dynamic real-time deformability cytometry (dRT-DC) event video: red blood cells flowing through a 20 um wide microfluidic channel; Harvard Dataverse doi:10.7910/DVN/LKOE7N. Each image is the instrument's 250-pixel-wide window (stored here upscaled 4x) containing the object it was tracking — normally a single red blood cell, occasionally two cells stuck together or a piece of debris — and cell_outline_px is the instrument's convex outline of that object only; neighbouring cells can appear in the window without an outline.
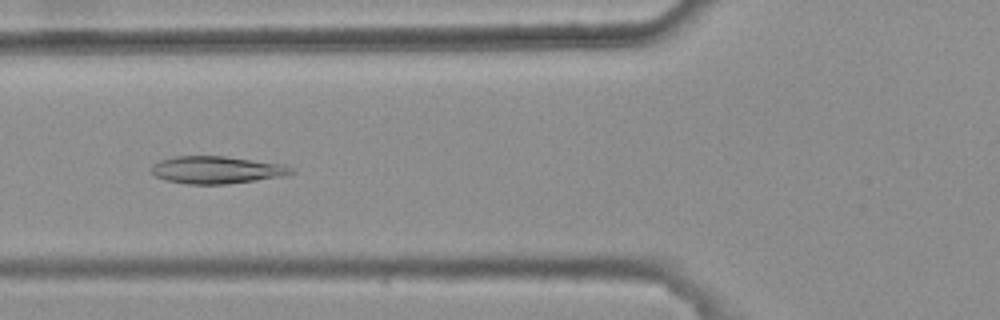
{"species": "common noctule bat (a hibernating species)", "species_latin": "Nyctalus noctula", "temperature_condition": "warm", "stored_images_in_passage": 9, "camera_frame_rate_fps": 3000, "um_per_image_px": 0.085, "animal": {"sex": "female", "body_mass_g": 25.1}, "frame": {"image": 1, "passage_image": 7, "time_ms": 2.0, "image_size_px": [1000, 320], "cell_outline_px": [[296, 172], [280, 176], [224, 184], [188, 184], [164, 180], [156, 176], [152, 172], [152, 164], [160, 160], [176, 156], [224, 156], [280, 164], [292, 168]], "centroid_in_image_um": [18.34, 14.44], "position_along_channel_um": 107.5, "area_um2": 21.91}}
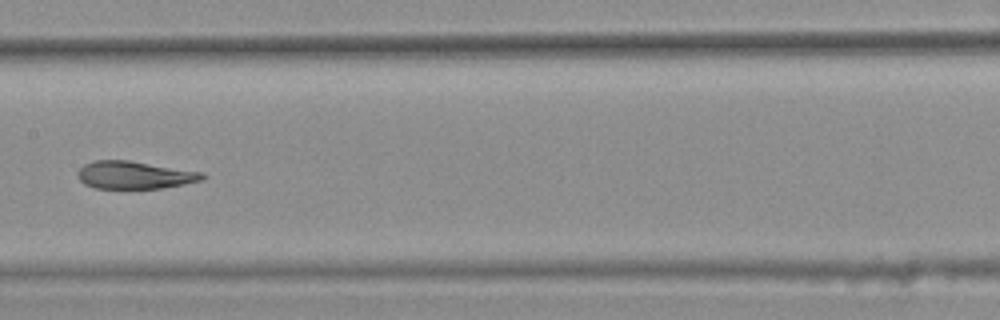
{"frame": {"image": 2, "passage_image": 9, "time_ms": 2.667, "image_size_px": [1000, 320], "cell_outline_px": [[204, 180], [184, 184], [160, 188], [96, 188], [84, 184], [76, 176], [76, 172], [84, 164], [96, 160], [128, 160], [204, 172]], "centroid_in_image_um": [11.42, 14.87], "position_along_channel_um": 196.0, "area_um2": 20.11}}